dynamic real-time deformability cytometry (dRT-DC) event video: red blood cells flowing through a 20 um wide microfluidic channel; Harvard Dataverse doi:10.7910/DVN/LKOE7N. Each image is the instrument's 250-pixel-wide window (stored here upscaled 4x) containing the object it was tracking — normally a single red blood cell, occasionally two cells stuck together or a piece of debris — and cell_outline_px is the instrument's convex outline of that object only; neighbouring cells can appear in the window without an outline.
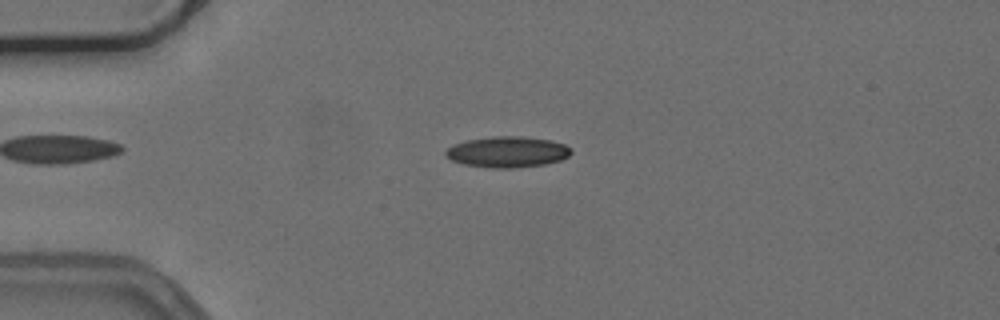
{"species": "common noctule bat (a hibernating species)", "species_latin": "Nyctalus noctula", "temperature_condition": "cold", "stored_images_in_passage": 49, "camera_frame_rate_fps": 3000, "um_per_image_px": 0.085, "animal": {"sex": "female", "body_mass_g": 24.6, "forearm_length_mm": 56.2}, "frame": {"image": 1, "passage_image": 7, "time_ms": 2.0, "image_size_px": [1000, 320], "cell_outline_px": [[572, 152], [568, 156], [560, 160], [544, 164], [516, 168], [488, 168], [464, 164], [452, 160], [444, 156], [444, 152], [452, 144], [468, 140], [492, 136], [520, 136], [548, 140], [564, 144], [572, 148]], "centroid_in_image_um": [43.1, 12.92], "position_along_channel_um": 41.9, "area_um2": 22.66}}
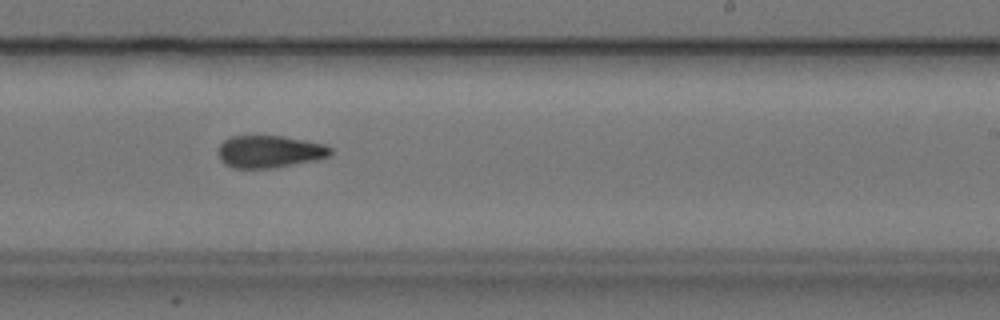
{"frame": {"image": 2, "passage_image": 27, "time_ms": 8.667, "image_size_px": [1000, 320], "cell_outline_px": [[332, 152], [328, 156], [316, 160], [272, 168], [232, 168], [224, 164], [220, 160], [216, 152], [220, 144], [224, 140], [232, 136], [284, 136], [324, 144], [332, 148]], "centroid_in_image_um": [22.87, 12.89], "position_along_channel_um": 266.1, "area_um2": 21.27}}
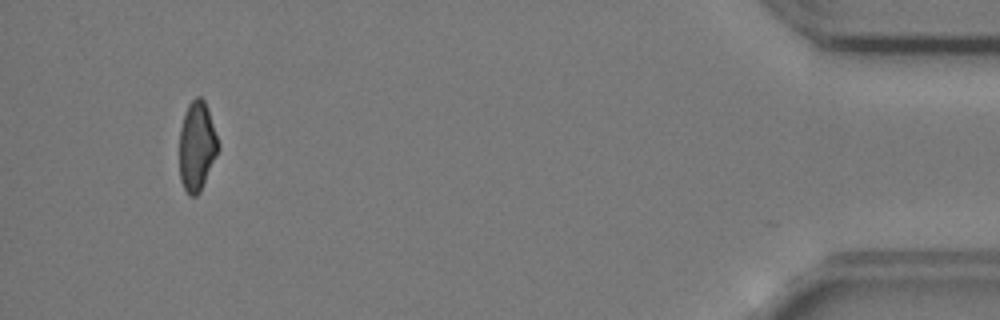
{"frame": {"image": 3, "passage_image": 45, "time_ms": 14.667, "image_size_px": [1000, 320], "cell_outline_px": [[220, 148], [200, 192], [196, 196], [188, 196], [180, 180], [180, 128], [188, 104], [196, 96], [200, 96], [204, 100], [220, 144]], "centroid_in_image_um": [16.74, 12.45], "position_along_channel_um": 418.5, "area_um2": 20.17}, "authors_computed_cell_mechanics": {"area_um2": 21.5594, "velocity_mm_per_s": 3.7634, "shape_relaxation_time_tau1_ms": null, "shape_relaxation_time_tau2_ms": 2.9523, "deformation_change_tau1": null, "deformation_change_tau2": 0.1132}}